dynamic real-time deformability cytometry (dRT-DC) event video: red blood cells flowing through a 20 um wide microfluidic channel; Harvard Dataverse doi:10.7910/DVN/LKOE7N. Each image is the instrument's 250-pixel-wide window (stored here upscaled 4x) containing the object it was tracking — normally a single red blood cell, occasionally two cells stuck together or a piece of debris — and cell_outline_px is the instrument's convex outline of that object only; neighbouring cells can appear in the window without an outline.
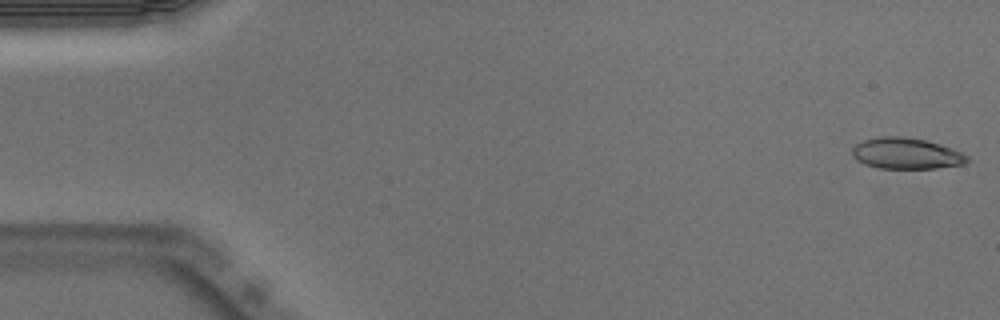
{"species": "Egyptian fruit bat (a non-hibernating species)", "species_latin": "Rousettus aegyptiacus", "temperature_condition": "warm", "stored_images_in_passage": 50, "camera_frame_rate_fps": 3000, "um_per_image_px": 0.085, "animal": {"sex": "male"}, "frame": {"image": 1, "passage_image": 1, "time_ms": 0.0, "image_size_px": [1000, 320], "cell_outline_px": [[968, 160], [964, 164], [936, 168], [876, 168], [864, 164], [856, 160], [852, 156], [852, 148], [856, 144], [864, 140], [880, 136], [904, 136], [928, 140], [952, 148], [968, 156]], "centroid_in_image_um": [77.0, 13.04], "position_along_channel_um": 8.0, "area_um2": 20.98}}
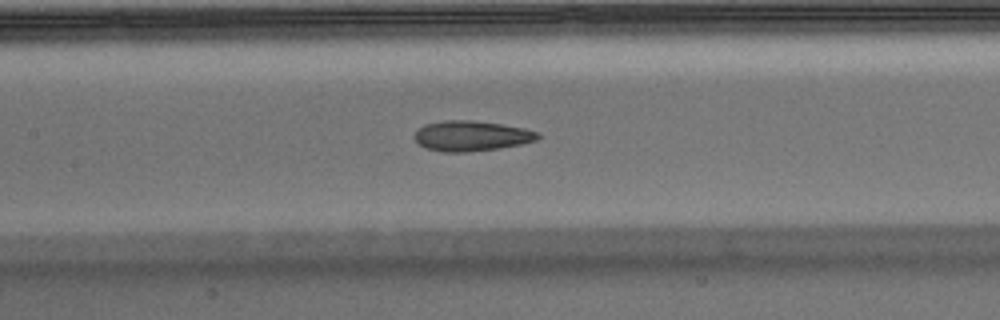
{"frame": {"image": 2, "passage_image": 23, "time_ms": 7.333, "image_size_px": [1000, 320], "cell_outline_px": [[540, 136], [536, 140], [520, 144], [500, 148], [468, 152], [444, 152], [424, 148], [416, 144], [412, 136], [424, 124], [444, 120], [472, 120], [500, 124], [524, 128], [540, 132]], "centroid_in_image_um": [40.02, 11.56], "position_along_channel_um": 167.4, "area_um2": 21.96}}
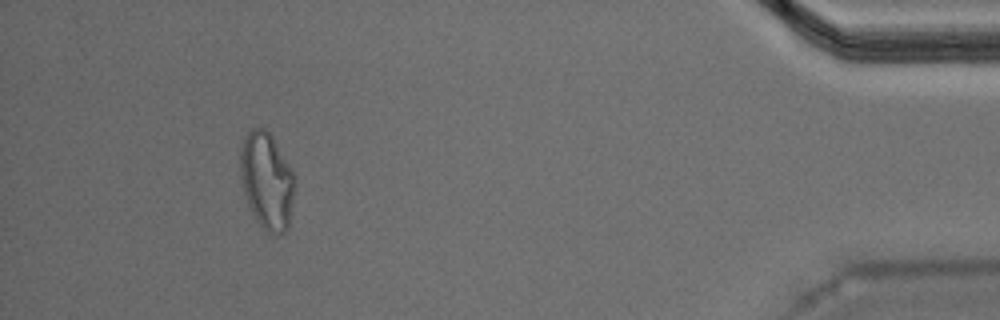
{"frame": {"image": 3, "passage_image": 46, "time_ms": 15.0, "image_size_px": [1000, 320], "cell_outline_px": [[296, 188], [288, 228], [284, 232], [276, 236], [264, 228], [256, 220], [248, 204], [244, 192], [240, 176], [240, 144], [244, 136], [252, 128], [264, 128], [272, 136], [292, 168], [296, 184]], "centroid_in_image_um": [22.69, 15.35], "position_along_channel_um": 412.5, "area_um2": 31.1}, "authors_computed_cell_mechanics": {"area_um2": 21.8773, "velocity_mm_per_s": 4.0058, "shape_relaxation_time_tau1_ms": 9.8145, "shape_relaxation_time_tau2_ms": 2.4615, "deformation_change_tau1": 0.2749, "deformation_change_tau2": 0.0932}}